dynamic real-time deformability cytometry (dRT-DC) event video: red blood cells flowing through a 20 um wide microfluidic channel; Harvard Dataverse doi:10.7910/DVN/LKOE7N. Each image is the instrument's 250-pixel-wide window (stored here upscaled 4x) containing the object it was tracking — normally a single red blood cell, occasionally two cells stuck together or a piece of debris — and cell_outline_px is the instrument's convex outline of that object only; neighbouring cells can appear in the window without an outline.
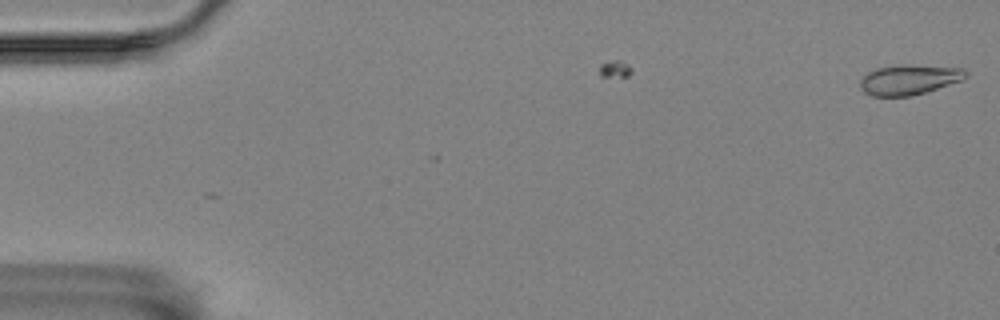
{"species": "Egyptian fruit bat (a non-hibernating species)", "species_latin": "Rousettus aegyptiacus", "temperature_condition": "room temperature", "stored_images_in_passage": 2, "camera_frame_rate_fps": 3000, "um_per_image_px": 0.085, "animal": {"sex": "female"}, "frame": {"image": 1, "passage_image": 2, "time_ms": 0.333, "image_size_px": [1000, 320], "cell_outline_px": [[968, 76], [960, 80], [912, 96], [872, 96], [864, 92], [860, 88], [860, 80], [868, 72], [880, 68], [964, 68], [968, 72]], "centroid_in_image_um": [77.23, 6.84], "position_along_channel_um": 7.8, "area_um2": 17.05}}